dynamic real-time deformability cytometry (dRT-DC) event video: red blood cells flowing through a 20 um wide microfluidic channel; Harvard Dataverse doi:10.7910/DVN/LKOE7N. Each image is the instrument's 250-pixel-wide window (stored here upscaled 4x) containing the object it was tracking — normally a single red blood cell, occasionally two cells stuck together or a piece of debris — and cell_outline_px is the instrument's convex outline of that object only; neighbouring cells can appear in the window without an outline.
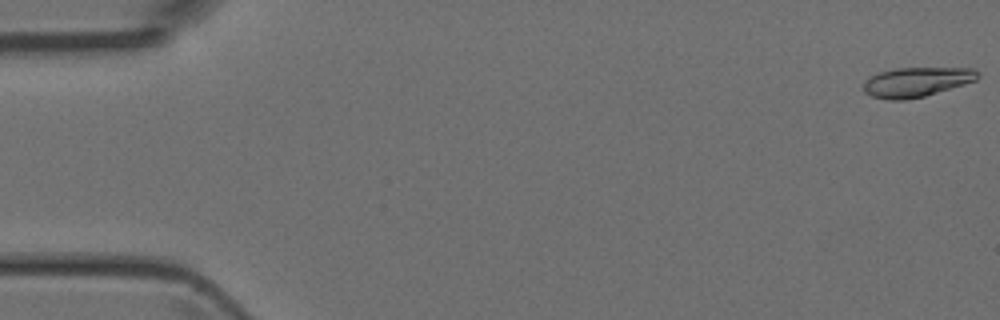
{"species": "Egyptian fruit bat (a non-hibernating species)", "species_latin": "Rousettus aegyptiacus", "temperature_condition": "room temperature", "stored_images_in_passage": 47, "camera_frame_rate_fps": 3000, "um_per_image_px": 0.085, "animal": {"sex": "female"}, "frame": {"image": 1, "passage_image": 1, "time_ms": 0.0, "image_size_px": [1000, 320], "cell_outline_px": [[980, 76], [976, 80], [964, 84], [924, 96], [904, 100], [888, 100], [872, 96], [864, 92], [860, 88], [864, 80], [868, 76], [880, 72], [896, 68], [972, 68], [980, 72]], "centroid_in_image_um": [77.85, 6.97], "position_along_channel_um": 7.2, "area_um2": 19.88}}
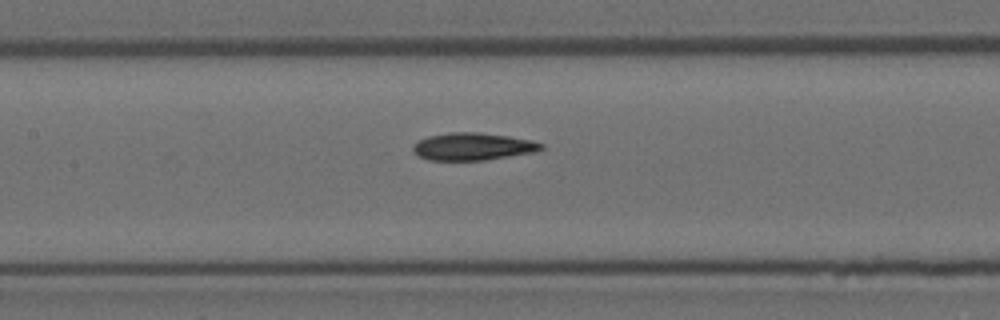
{"frame": {"image": 2, "passage_image": 22, "time_ms": 7.0, "image_size_px": [1000, 320], "cell_outline_px": [[544, 148], [536, 152], [484, 160], [428, 160], [420, 156], [412, 148], [420, 140], [428, 136], [452, 132], [476, 132], [508, 136], [532, 140], [544, 144]], "centroid_in_image_um": [40.25, 12.45], "position_along_channel_um": 167.2, "area_um2": 20.29}}
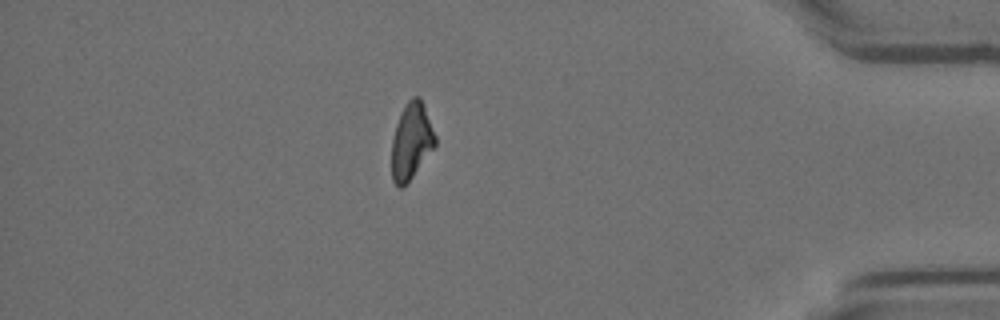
{"frame": {"image": 3, "passage_image": 41, "time_ms": 13.333, "image_size_px": [1000, 320], "cell_outline_px": [[436, 144], [412, 176], [400, 188], [392, 180], [392, 140], [396, 124], [408, 100], [412, 96], [420, 96], [436, 136]], "centroid_in_image_um": [34.96, 11.97], "position_along_channel_um": 400.2, "area_um2": 18.84}}